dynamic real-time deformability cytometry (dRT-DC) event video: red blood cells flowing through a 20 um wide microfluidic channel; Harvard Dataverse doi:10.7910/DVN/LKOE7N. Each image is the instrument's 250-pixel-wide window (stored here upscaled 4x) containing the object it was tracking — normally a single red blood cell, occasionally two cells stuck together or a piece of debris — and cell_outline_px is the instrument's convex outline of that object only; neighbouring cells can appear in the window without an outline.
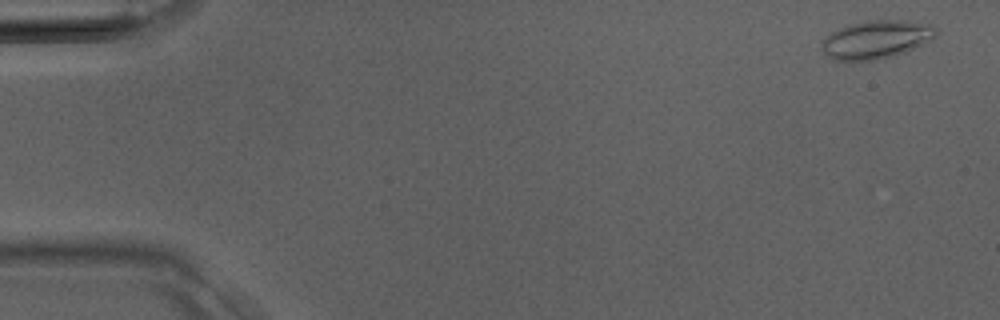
{"species": "Egyptian fruit bat (a non-hibernating species)", "species_latin": "Rousettus aegyptiacus", "temperature_condition": "room temperature", "stored_images_in_passage": 38, "camera_frame_rate_fps": 3000, "um_per_image_px": 0.085, "animal": {"sex": "male"}, "frame": {"image": 1, "passage_image": 2, "time_ms": 0.333, "image_size_px": [1000, 320], "cell_outline_px": [[936, 36], [932, 40], [904, 52], [892, 56], [872, 60], [836, 60], [828, 56], [824, 52], [820, 44], [832, 32], [840, 28], [852, 24], [868, 20], [904, 20], [928, 24], [936, 28]], "centroid_in_image_um": [74.5, 3.35], "position_along_channel_um": 10.5, "area_um2": 25.03}}
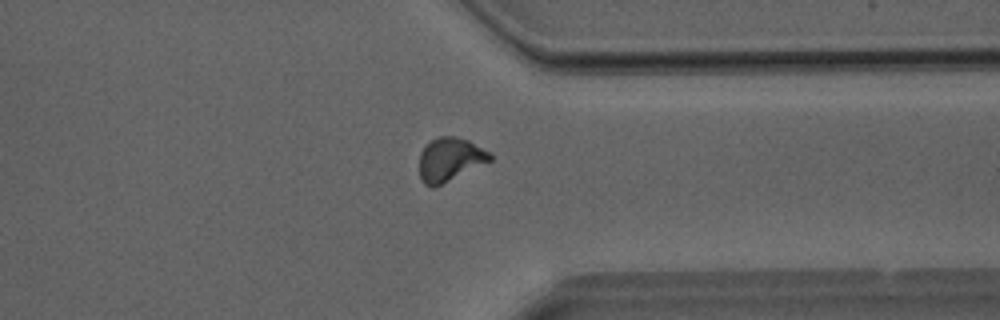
{"frame": {"image": 2, "passage_image": 30, "time_ms": 9.667, "image_size_px": [1000, 320], "cell_outline_px": [[492, 160], [432, 188], [424, 184], [420, 176], [420, 152], [432, 140], [440, 136], [456, 136], [468, 140], [488, 152], [492, 156]], "centroid_in_image_um": [38.23, 13.55], "position_along_channel_um": 373.2, "area_um2": 17.51}}
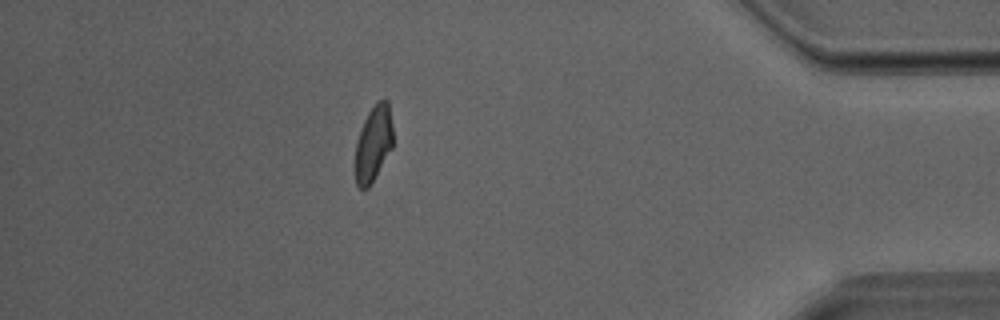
{"frame": {"image": 3, "passage_image": 34, "time_ms": 11.0, "image_size_px": [1000, 320], "cell_outline_px": [[392, 148], [368, 188], [360, 188], [356, 184], [356, 140], [360, 128], [368, 112], [376, 100], [388, 100], [392, 124]], "centroid_in_image_um": [31.74, 12.15], "position_along_channel_um": 403.5, "area_um2": 16.53}}